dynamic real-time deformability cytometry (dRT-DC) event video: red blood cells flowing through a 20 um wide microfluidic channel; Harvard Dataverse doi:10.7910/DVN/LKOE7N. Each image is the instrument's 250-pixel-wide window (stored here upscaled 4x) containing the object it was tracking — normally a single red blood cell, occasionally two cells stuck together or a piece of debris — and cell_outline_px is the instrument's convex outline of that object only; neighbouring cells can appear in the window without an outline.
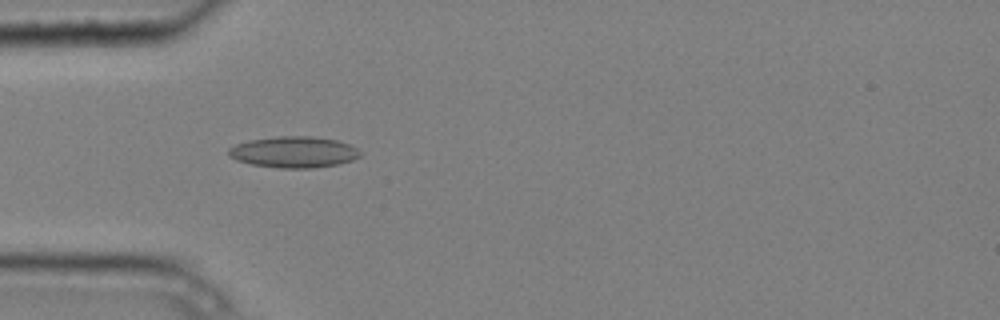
{"species": "common noctule bat (a hibernating species)", "species_latin": "Nyctalus noctula", "temperature_condition": "cold", "stored_images_in_passage": 6, "camera_frame_rate_fps": 3000, "um_per_image_px": 0.085, "animal": {"sex": "male", "body_mass_g": 20.4}, "frame": {"image": 1, "passage_image": 5, "time_ms": 1.333, "image_size_px": [1000, 320], "cell_outline_px": [[360, 156], [352, 160], [340, 164], [316, 168], [276, 168], [252, 164], [236, 160], [228, 156], [228, 148], [236, 144], [248, 140], [276, 136], [312, 136], [336, 140], [348, 144], [356, 148], [360, 152]], "centroid_in_image_um": [24.95, 12.93], "position_along_channel_um": 60.1, "area_um2": 24.1}}
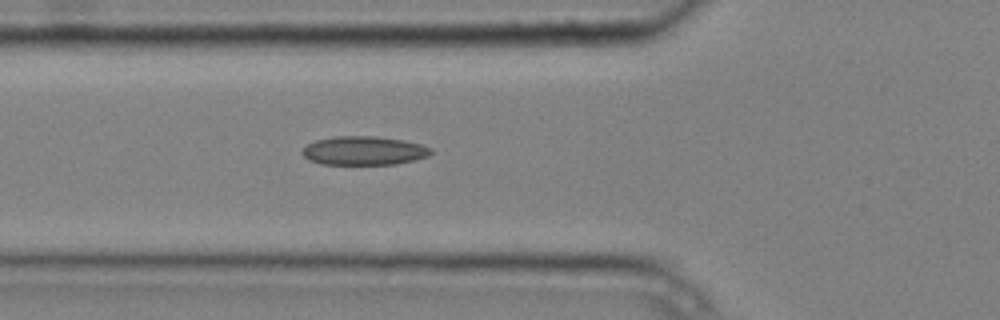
{"frame": {"image": 2, "passage_image": 6, "time_ms": 1.667, "image_size_px": [1000, 320], "cell_outline_px": [[432, 152], [428, 156], [396, 164], [320, 164], [308, 160], [300, 152], [308, 144], [316, 140], [332, 136], [376, 136], [404, 140], [420, 144], [432, 148]], "centroid_in_image_um": [30.91, 12.8], "position_along_channel_um": 94.9, "area_um2": 21.62}}